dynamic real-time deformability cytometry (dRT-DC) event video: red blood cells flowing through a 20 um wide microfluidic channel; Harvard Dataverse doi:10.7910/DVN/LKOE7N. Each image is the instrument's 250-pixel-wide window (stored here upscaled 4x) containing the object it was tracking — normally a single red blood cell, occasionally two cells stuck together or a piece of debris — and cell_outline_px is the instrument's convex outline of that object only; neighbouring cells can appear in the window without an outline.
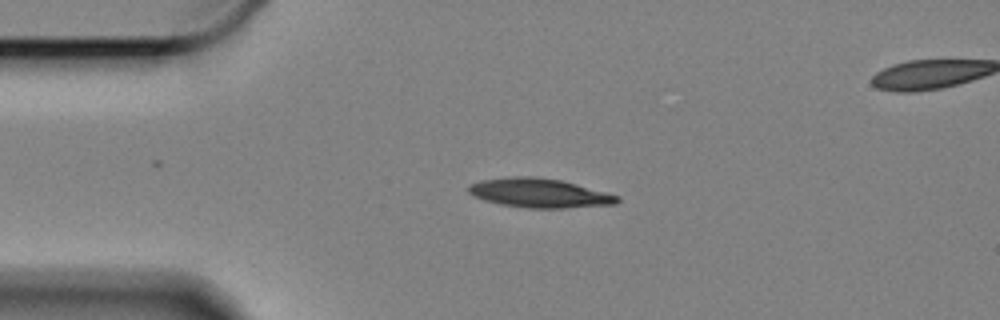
{"species": "Egyptian fruit bat (a non-hibernating species)", "species_latin": "Rousettus aegyptiacus", "temperature_condition": "cold", "stored_images_in_passage": 34, "camera_frame_rate_fps": 3000, "um_per_image_px": 0.085, "animal": {"sex": "female"}, "frame": {"image": 1, "passage_image": 1, "time_ms": 0.0, "image_size_px": [1000, 320], "cell_outline_px": [[620, 200], [616, 204], [560, 208], [528, 208], [500, 204], [484, 200], [472, 196], [468, 192], [468, 184], [480, 180], [512, 176], [536, 176], [560, 180], [576, 184], [620, 196]], "centroid_in_image_um": [45.8, 16.4], "position_along_channel_um": 39.2, "area_um2": 25.32}}
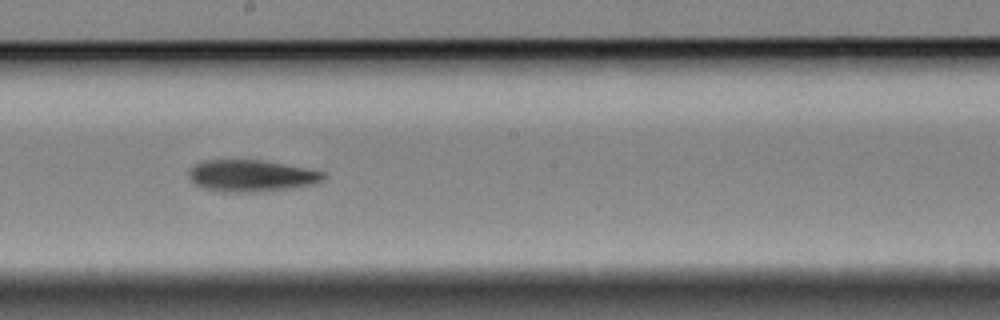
{"frame": {"image": 2, "passage_image": 20, "time_ms": 6.333, "image_size_px": [1000, 320], "cell_outline_px": [[324, 180], [316, 184], [292, 188], [264, 192], [224, 192], [204, 188], [196, 184], [188, 176], [188, 172], [192, 164], [200, 160], [260, 160], [284, 164], [324, 172]], "centroid_in_image_um": [21.34, 14.94], "position_along_channel_um": 226.9, "area_um2": 25.09}}
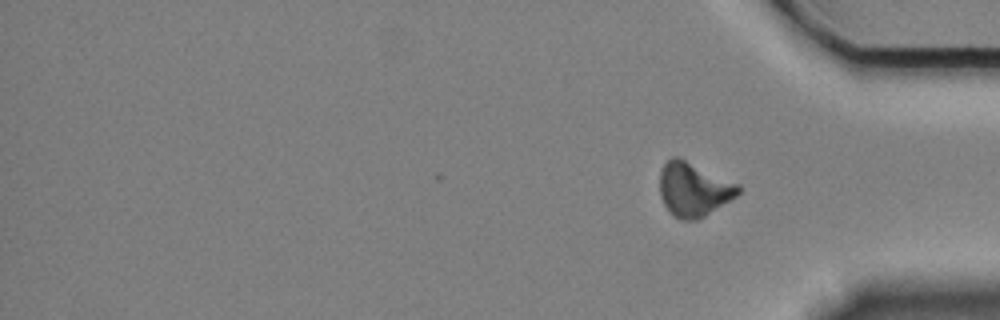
{"frame": {"image": 3, "passage_image": 34, "time_ms": 11.0, "image_size_px": [1000, 320], "cell_outline_px": [[740, 192], [736, 196], [704, 216], [696, 220], [680, 220], [668, 212], [660, 196], [660, 168], [672, 156], [676, 156], [740, 184]], "centroid_in_image_um": [58.93, 16.1], "position_along_channel_um": 376.3, "area_um2": 24.62}, "authors_computed_cell_mechanics": {"area_um2": 25.2586, "velocity_mm_per_s": 3.3233, "shape_relaxation_time_tau1_ms": 3.0752, "shape_relaxation_time_tau2_ms": 7.7139, "deformation_change_tau1": 0.111, "deformation_change_tau2": 0.1434}}